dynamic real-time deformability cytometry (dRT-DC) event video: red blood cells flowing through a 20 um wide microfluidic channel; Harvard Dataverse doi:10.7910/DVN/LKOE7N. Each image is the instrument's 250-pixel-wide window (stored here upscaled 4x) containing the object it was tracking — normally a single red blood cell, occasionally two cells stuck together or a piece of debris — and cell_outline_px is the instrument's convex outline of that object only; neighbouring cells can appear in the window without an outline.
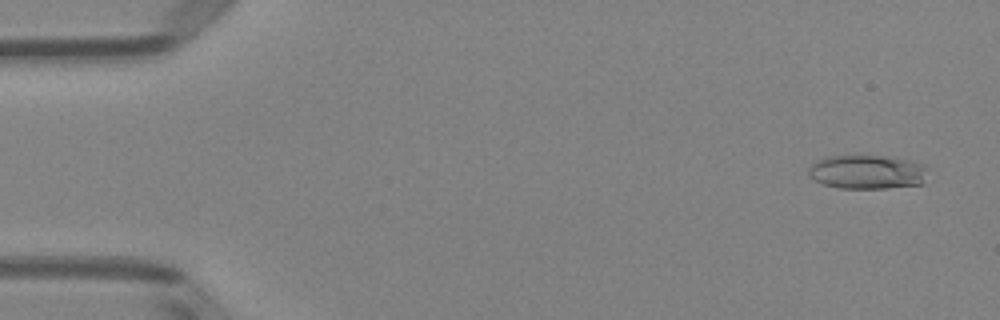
{"species": "Egyptian fruit bat (a non-hibernating species)", "species_latin": "Rousettus aegyptiacus", "temperature_condition": "room temperature", "stored_images_in_passage": 51, "camera_frame_rate_fps": 3000, "um_per_image_px": 0.085, "animal": {"sex": "female"}, "frame": {"image": 1, "passage_image": 3, "time_ms": 0.667, "image_size_px": [1000, 320], "cell_outline_px": [[924, 184], [888, 188], [840, 188], [824, 184], [808, 176], [808, 168], [816, 160], [828, 156], [860, 152], [892, 156], [924, 164]], "centroid_in_image_um": [73.67, 14.56], "position_along_channel_um": 11.3, "area_um2": 24.51}}
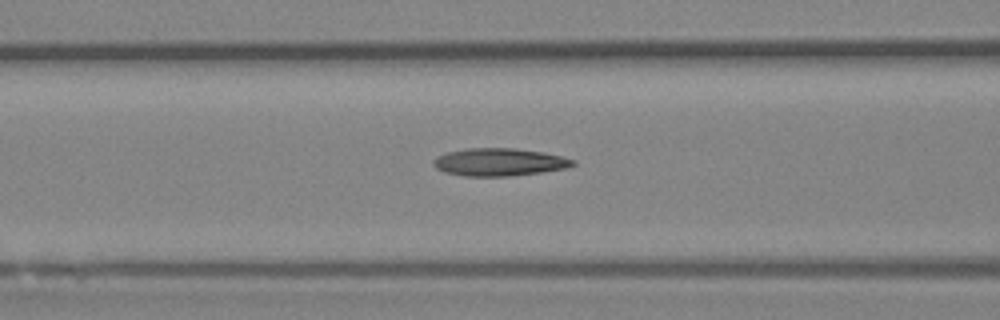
{"frame": {"image": 2, "passage_image": 21, "time_ms": 6.667, "image_size_px": [1000, 320], "cell_outline_px": [[576, 164], [564, 168], [540, 172], [508, 176], [464, 176], [444, 172], [436, 168], [432, 164], [432, 160], [436, 156], [448, 152], [468, 148], [516, 148], [544, 152], [576, 160]], "centroid_in_image_um": [42.4, 13.77], "position_along_channel_um": 124.2, "area_um2": 22.48}}
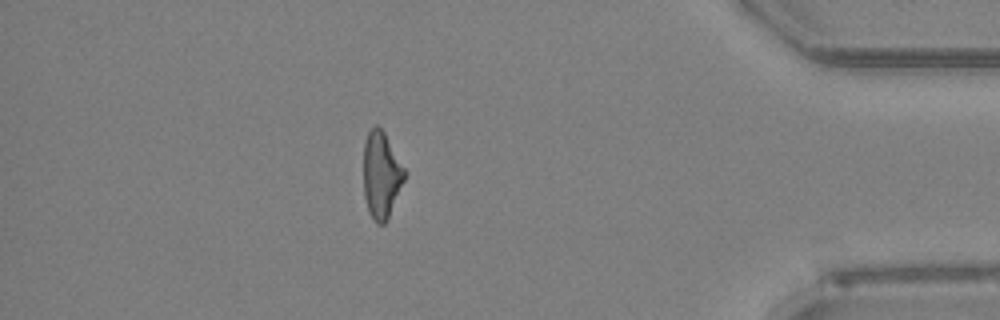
{"frame": {"image": 3, "passage_image": 45, "time_ms": 14.667, "image_size_px": [1000, 320], "cell_outline_px": [[404, 180], [388, 220], [384, 224], [376, 224], [368, 212], [364, 196], [364, 144], [368, 132], [376, 124], [384, 132], [404, 168]], "centroid_in_image_um": [32.39, 14.92], "position_along_channel_um": 402.8, "area_um2": 20.52}, "authors_computed_cell_mechanics": {"area_um2": 21.675, "velocity_mm_per_s": 4.003, "shape_relaxation_time_tau1_ms": null, "shape_relaxation_time_tau2_ms": 4.8294, "deformation_change_tau1": null, "deformation_change_tau2": 0.1634}}